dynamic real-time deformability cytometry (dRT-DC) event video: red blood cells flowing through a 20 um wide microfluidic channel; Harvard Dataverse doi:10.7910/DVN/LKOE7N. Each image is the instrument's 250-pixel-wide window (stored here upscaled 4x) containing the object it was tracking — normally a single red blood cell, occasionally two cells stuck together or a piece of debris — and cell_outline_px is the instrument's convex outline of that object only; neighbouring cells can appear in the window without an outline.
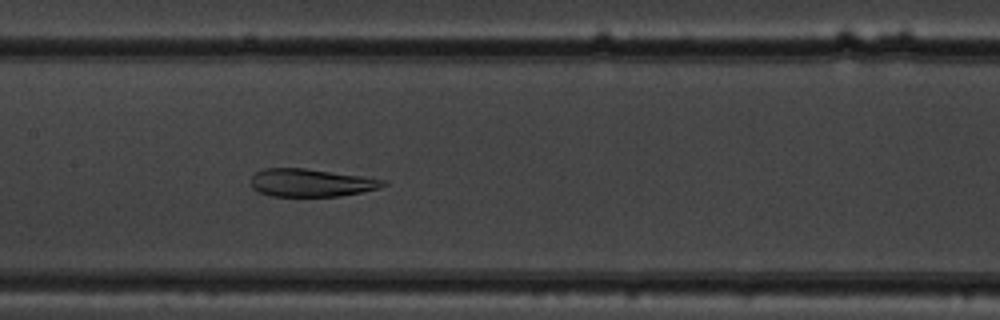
{"species": "common noctule bat (a hibernating species)", "species_latin": "Nyctalus noctula", "temperature_condition": "warm", "stored_images_in_passage": 52, "camera_frame_rate_fps": 3000, "um_per_image_px": 0.085, "animal": {"sex": "male", "body_mass_g": 19.5, "forearm_length_mm": 54.6}, "frame": {"image": 1, "passage_image": 25, "time_ms": 8.0, "image_size_px": [1000, 320], "cell_outline_px": [[388, 184], [380, 188], [340, 196], [268, 196], [252, 188], [248, 180], [256, 172], [264, 168], [304, 168], [364, 176], [388, 180]], "centroid_in_image_um": [26.43, 15.53], "position_along_channel_um": 181.0, "area_um2": 21.73}}
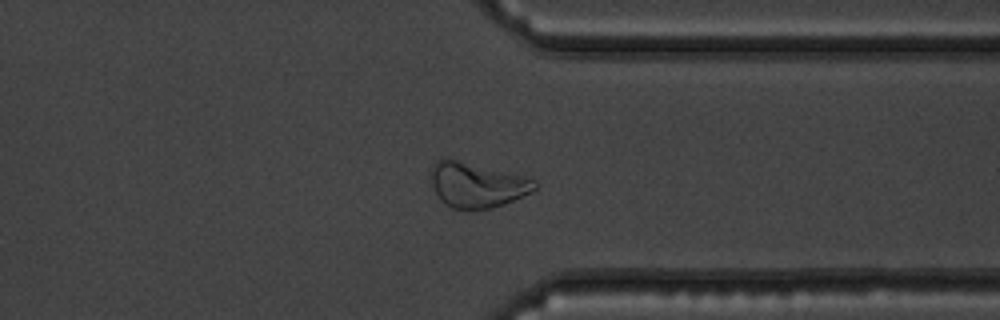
{"frame": {"image": 2, "passage_image": 40, "time_ms": 13.0, "image_size_px": [1000, 320], "cell_outline_px": [[536, 188], [504, 204], [492, 208], [452, 208], [444, 204], [436, 192], [432, 184], [432, 164], [436, 160], [444, 156], [528, 176], [536, 180]], "centroid_in_image_um": [40.52, 15.66], "position_along_channel_um": 370.9, "area_um2": 27.22}}
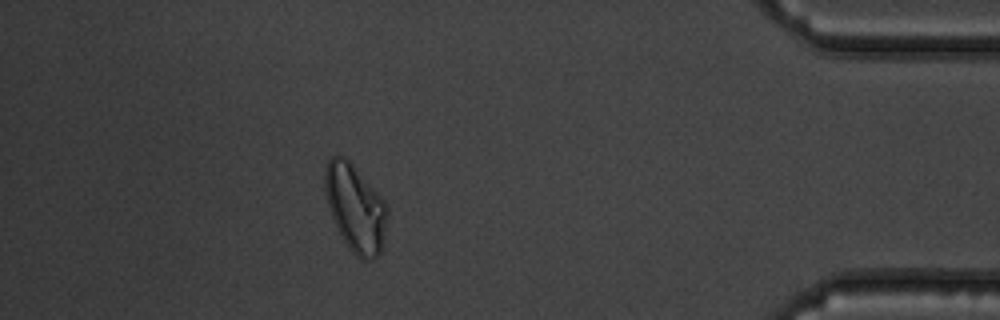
{"frame": {"image": 3, "passage_image": 46, "time_ms": 15.0, "image_size_px": [1000, 320], "cell_outline_px": [[388, 216], [384, 236], [380, 252], [376, 256], [368, 260], [360, 260], [356, 256], [344, 240], [332, 216], [328, 204], [324, 188], [324, 172], [328, 160], [332, 156], [344, 156], [356, 168], [384, 200], [388, 208]], "centroid_in_image_um": [30.21, 17.67], "position_along_channel_um": 405.0, "area_um2": 31.27}, "authors_computed_cell_mechanics": {"area_um2": 29.5069, "velocity_mm_per_s": 3.819, "shape_relaxation_time_tau1_ms": null, "shape_relaxation_time_tau2_ms": 3.7656, "deformation_change_tau1": null, "deformation_change_tau2": 0.0825}}